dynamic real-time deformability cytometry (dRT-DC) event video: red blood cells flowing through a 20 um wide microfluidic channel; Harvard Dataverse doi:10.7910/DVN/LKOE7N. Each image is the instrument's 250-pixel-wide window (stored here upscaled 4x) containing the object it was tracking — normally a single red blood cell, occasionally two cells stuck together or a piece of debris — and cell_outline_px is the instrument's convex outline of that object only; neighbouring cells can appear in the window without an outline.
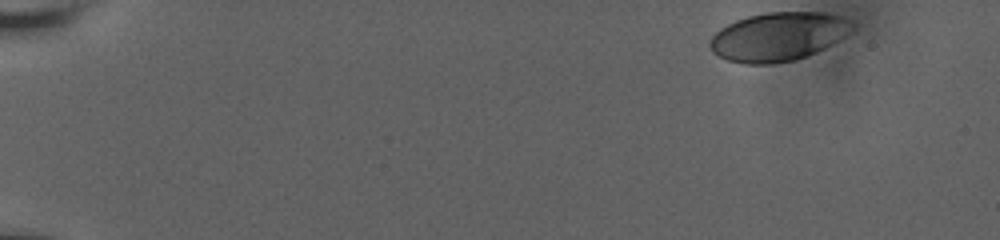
{"species": "human", "species_latin": "Homo sapiens", "temperature_condition": "room temperature", "stored_images_in_passage": 20, "camera_frame_rate_fps": 3000, "um_per_image_px": 0.085, "donor": {"sex": "male"}, "frame": {"image": 1, "passage_image": 1, "time_ms": 0.0, "image_size_px": [1000, 240], "cell_outline_px": [[856, 24], [840, 40], [816, 52], [796, 60], [772, 64], [744, 64], [728, 60], [712, 52], [708, 44], [712, 36], [720, 28], [736, 20], [748, 16], [768, 12], [824, 12], [840, 16]], "centroid_in_image_um": [66.14, 3.11], "position_along_channel_um": 18.9, "area_um2": 40.34}}
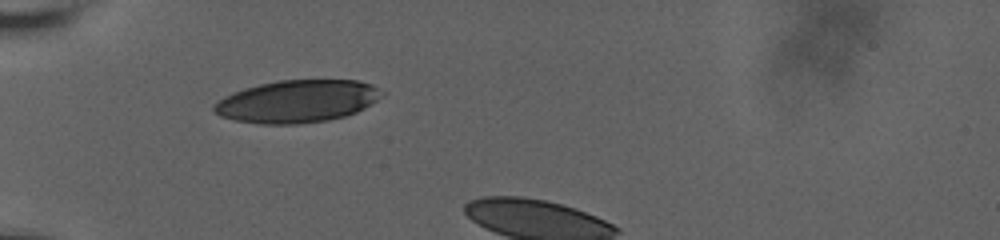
{"frame": {"image": 2, "passage_image": 16, "time_ms": 5.0, "image_size_px": [1000, 240], "cell_outline_px": [[384, 96], [364, 108], [356, 112], [344, 116], [328, 120], [300, 124], [260, 124], [236, 120], [220, 116], [212, 108], [224, 96], [244, 88], [260, 84], [280, 80], [356, 80], [372, 84], [384, 92]], "centroid_in_image_um": [25.3, 8.61], "position_along_channel_um": 59.7, "area_um2": 41.44}}